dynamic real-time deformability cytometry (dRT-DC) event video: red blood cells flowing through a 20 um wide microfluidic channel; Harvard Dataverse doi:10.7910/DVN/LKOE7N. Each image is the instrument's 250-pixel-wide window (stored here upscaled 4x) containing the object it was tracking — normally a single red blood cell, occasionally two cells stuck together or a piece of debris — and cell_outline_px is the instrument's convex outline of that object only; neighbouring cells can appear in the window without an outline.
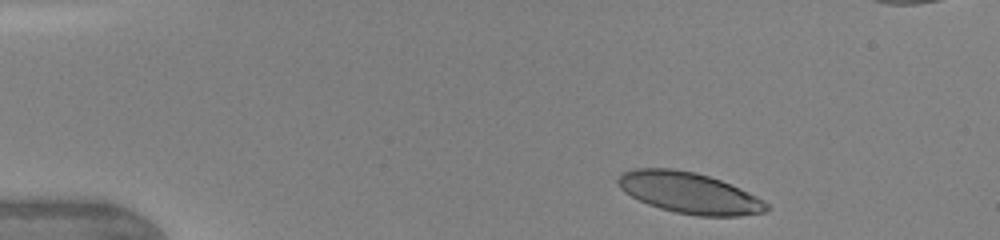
{"species": "human", "species_latin": "Homo sapiens", "temperature_condition": "warm", "stored_images_in_passage": 13, "camera_frame_rate_fps": 3000, "um_per_image_px": 0.085, "donor": {"sex": "female"}, "frame": {"image": 1, "passage_image": 1, "time_ms": 0.0, "image_size_px": [1000, 240], "cell_outline_px": [[768, 208], [764, 212], [740, 216], [696, 216], [676, 212], [660, 208], [648, 204], [624, 192], [620, 188], [616, 180], [624, 172], [636, 168], [672, 168], [696, 172], [720, 180], [756, 196], [768, 204]], "centroid_in_image_um": [58.56, 16.39], "position_along_channel_um": 26.4, "area_um2": 35.2}}